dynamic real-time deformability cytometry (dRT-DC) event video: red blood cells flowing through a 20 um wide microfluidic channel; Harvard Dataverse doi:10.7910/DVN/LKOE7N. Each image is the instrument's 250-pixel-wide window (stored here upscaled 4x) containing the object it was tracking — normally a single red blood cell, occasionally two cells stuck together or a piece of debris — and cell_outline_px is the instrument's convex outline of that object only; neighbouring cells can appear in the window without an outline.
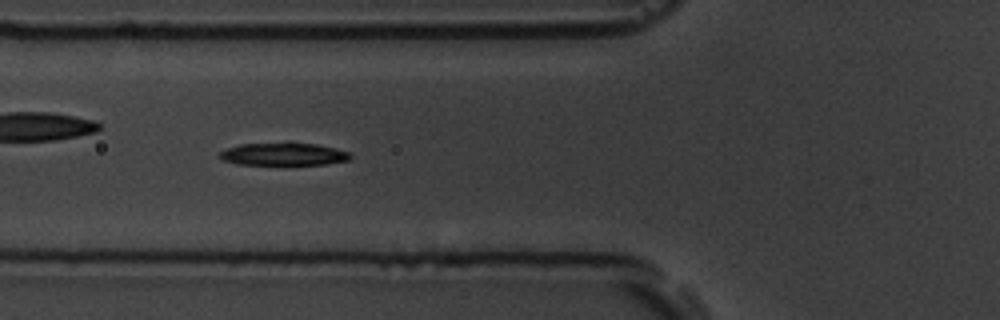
{"species": "common noctule bat (a hibernating species)", "species_latin": "Nyctalus noctula", "temperature_condition": "room temperature", "stored_images_in_passage": 43, "camera_frame_rate_fps": 3000, "um_per_image_px": 0.085, "animal": {"sex": "male", "body_mass_g": 19.5, "forearm_length_mm": 54.6}, "frame": {"image": 1, "passage_image": 7, "time_ms": 2.0, "image_size_px": [1000, 320], "cell_outline_px": [[352, 156], [348, 160], [324, 164], [236, 164], [224, 160], [216, 156], [220, 152], [228, 148], [240, 144], [288, 140], [316, 144], [348, 152]], "centroid_in_image_um": [24.04, 13.06], "position_along_channel_um": 101.8, "area_um2": 17.69}}
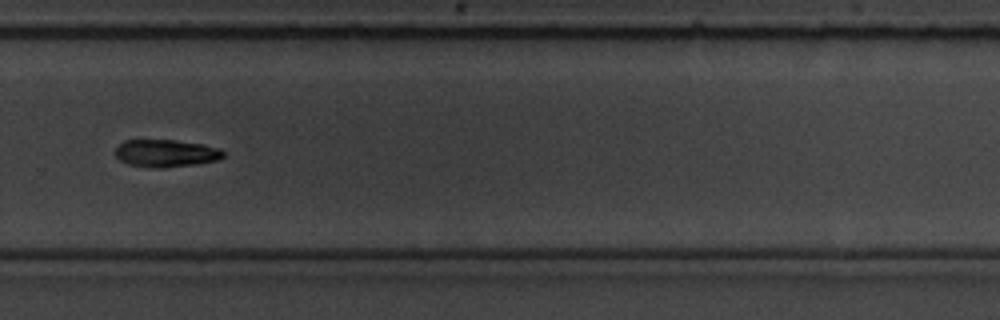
{"frame": {"image": 2, "passage_image": 25, "time_ms": 8.0, "image_size_px": [1000, 320], "cell_outline_px": [[224, 156], [220, 160], [196, 164], [160, 168], [156, 168], [128, 164], [120, 160], [116, 156], [116, 148], [124, 140], [176, 140], [200, 144], [220, 148], [224, 152]], "centroid_in_image_um": [14.13, 13.03], "position_along_channel_um": 315.7, "area_um2": 17.22}, "authors_computed_cell_mechanics": {"area_um2": 17.2244, "velocity_mm_per_s": 3.5688, "shape_relaxation_time_tau1_ms": 1.9975, "shape_relaxation_time_tau2_ms": null, "deformation_change_tau1": 0.1293, "deformation_change_tau2": null}}